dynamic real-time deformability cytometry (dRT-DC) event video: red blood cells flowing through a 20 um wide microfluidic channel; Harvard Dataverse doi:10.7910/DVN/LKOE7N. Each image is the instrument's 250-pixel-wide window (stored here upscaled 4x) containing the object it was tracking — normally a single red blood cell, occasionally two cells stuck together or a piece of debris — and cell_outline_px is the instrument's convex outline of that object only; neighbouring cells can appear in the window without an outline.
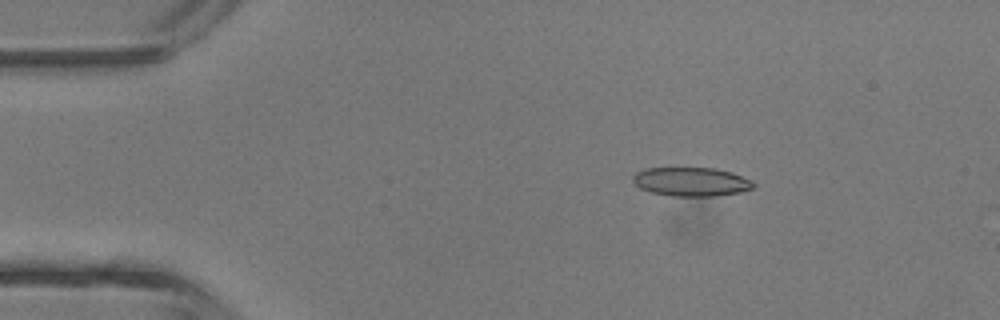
{"species": "common noctule bat (a hibernating species)", "species_latin": "Nyctalus noctula", "temperature_condition": "room temperature", "stored_images_in_passage": 3, "camera_frame_rate_fps": 3000, "um_per_image_px": 0.085, "animal": {"sex": "male", "body_mass_g": 13.3}, "frame": {"image": 1, "passage_image": 2, "time_ms": 1.0, "image_size_px": [1000, 320], "cell_outline_px": [[756, 184], [752, 188], [740, 192], [716, 196], [672, 196], [652, 192], [640, 188], [632, 180], [632, 176], [636, 172], [648, 168], [716, 168], [732, 172], [752, 180]], "centroid_in_image_um": [58.77, 15.44], "position_along_channel_um": 26.2, "area_um2": 20.29}}